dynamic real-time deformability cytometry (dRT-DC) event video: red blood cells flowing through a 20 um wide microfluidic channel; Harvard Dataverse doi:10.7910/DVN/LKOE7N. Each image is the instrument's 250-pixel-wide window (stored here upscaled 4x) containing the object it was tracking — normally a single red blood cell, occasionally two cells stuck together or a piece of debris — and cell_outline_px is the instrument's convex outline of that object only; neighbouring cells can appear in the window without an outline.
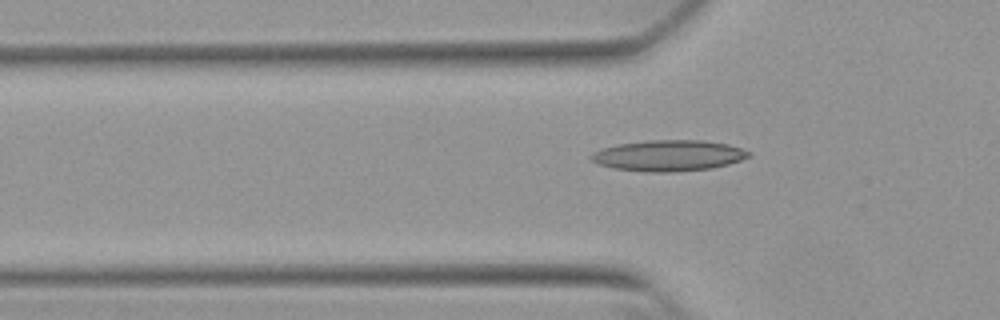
{"species": "Egyptian fruit bat (a non-hibernating species)", "species_latin": "Rousettus aegyptiacus", "temperature_condition": "warm", "stored_images_in_passage": 42, "camera_frame_rate_fps": 3000, "um_per_image_px": 0.085, "animal": {"sex": "female"}, "frame": {"image": 1, "passage_image": 6, "time_ms": 1.667, "image_size_px": [1000, 320], "cell_outline_px": [[752, 156], [728, 164], [712, 168], [676, 172], [648, 172], [616, 168], [600, 164], [592, 160], [588, 156], [592, 152], [600, 148], [616, 144], [648, 140], [700, 140], [728, 144], [752, 152]], "centroid_in_image_um": [56.83, 13.22], "position_along_channel_um": 69.0, "area_um2": 28.55}}
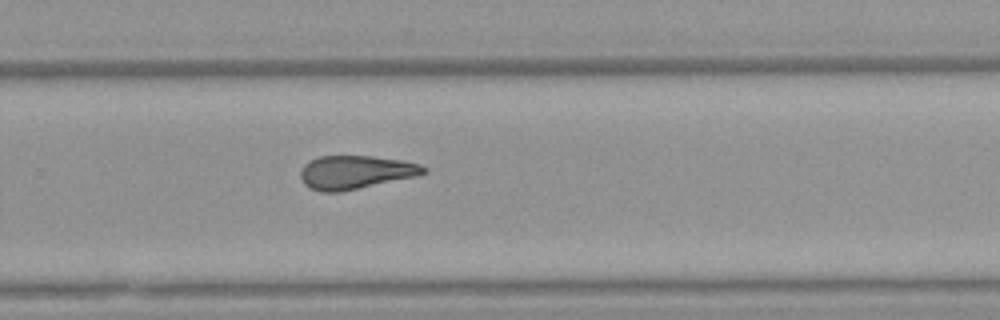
{"frame": {"image": 2, "passage_image": 24, "time_ms": 7.667, "image_size_px": [1000, 320], "cell_outline_px": [[428, 172], [416, 176], [340, 192], [320, 192], [304, 184], [300, 176], [300, 172], [304, 164], [320, 156], [372, 156], [400, 160], [420, 164], [428, 168]], "centroid_in_image_um": [30.23, 14.64], "position_along_channel_um": 299.6, "area_um2": 23.87}}
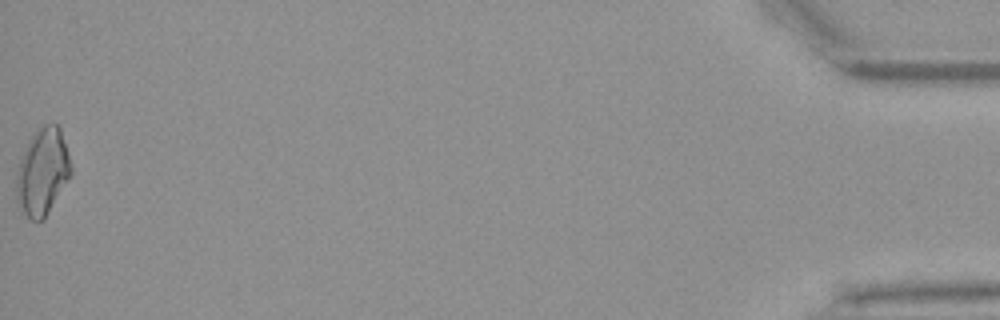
{"frame": {"image": 3, "passage_image": 42, "time_ms": 13.667, "image_size_px": [1000, 320], "cell_outline_px": [[72, 176], [44, 220], [32, 220], [20, 212], [16, 200], [16, 176], [20, 156], [32, 136], [44, 124], [56, 124], [60, 128], [72, 164]], "centroid_in_image_um": [3.62, 14.66], "position_along_channel_um": 431.6, "area_um2": 28.03}, "authors_computed_cell_mechanics": {"area_um2": 24.3916, "velocity_mm_per_s": 3.8402, "shape_relaxation_time_tau1_ms": 10.3969, "shape_relaxation_time_tau2_ms": 2.6766, "deformation_change_tau1": 0.2456, "deformation_change_tau2": 0.117}}